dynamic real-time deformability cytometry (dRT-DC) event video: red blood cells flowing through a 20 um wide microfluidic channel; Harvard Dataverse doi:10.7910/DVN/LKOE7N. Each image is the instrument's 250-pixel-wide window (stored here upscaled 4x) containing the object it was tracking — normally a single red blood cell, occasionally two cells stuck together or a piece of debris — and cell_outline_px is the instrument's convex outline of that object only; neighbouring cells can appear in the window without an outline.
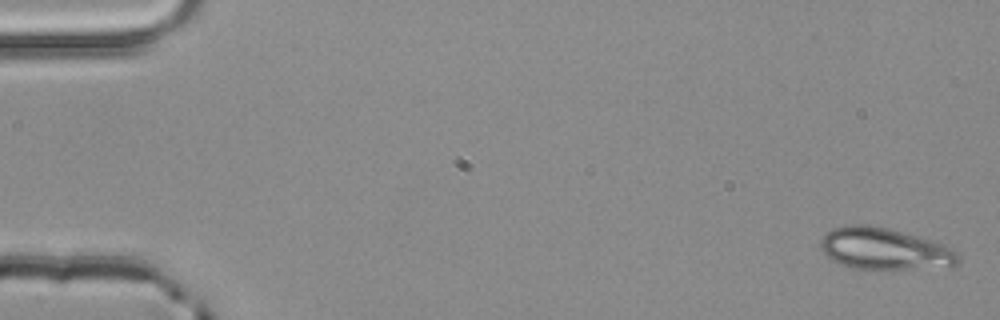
{"species": "common noctule bat (a hibernating species)", "species_latin": "Nyctalus noctula", "temperature_condition": "room temperature", "stored_images_in_passage": 3, "camera_frame_rate_fps": 3000, "um_per_image_px": 0.085, "animal": {"sex": "male", "body_mass_g": 20.4}, "frame": {"image": 1, "passage_image": 1, "time_ms": 0.0, "image_size_px": [1000, 320], "cell_outline_px": [[960, 260], [952, 268], [852, 268], [840, 264], [832, 260], [820, 248], [820, 240], [832, 228], [848, 224], [868, 224], [888, 228], [936, 240], [952, 248], [956, 252]], "centroid_in_image_um": [75.22, 21.14], "position_along_channel_um": 9.8, "area_um2": 33.7}}